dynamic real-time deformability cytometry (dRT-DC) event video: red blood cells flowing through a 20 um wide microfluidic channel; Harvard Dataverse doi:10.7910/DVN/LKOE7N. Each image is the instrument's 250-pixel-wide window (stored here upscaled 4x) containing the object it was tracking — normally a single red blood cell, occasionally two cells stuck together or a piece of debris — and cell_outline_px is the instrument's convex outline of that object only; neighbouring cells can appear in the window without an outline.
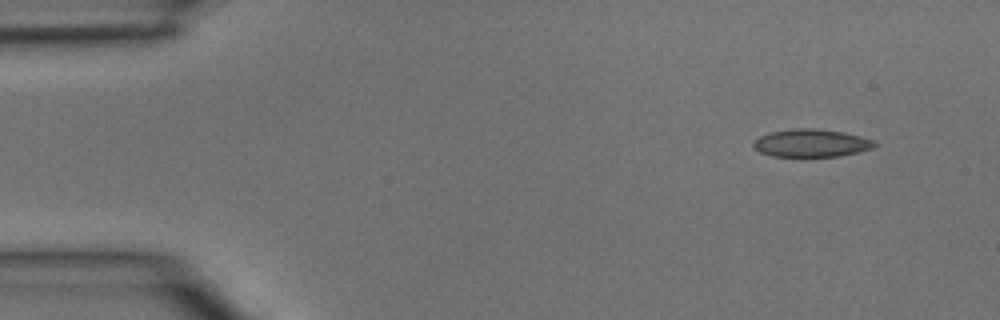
{"species": "common noctule bat (a hibernating species)", "species_latin": "Nyctalus noctula", "temperature_condition": "room temperature", "stored_images_in_passage": 3, "camera_frame_rate_fps": 3000, "um_per_image_px": 0.085, "animal": {"sex": "male", "body_mass_g": 15.6}, "frame": {"image": 1, "passage_image": 1, "time_ms": 0.0, "image_size_px": [1000, 320], "cell_outline_px": [[880, 144], [872, 148], [840, 156], [772, 156], [760, 152], [752, 144], [760, 136], [772, 132], [796, 128], [816, 128], [844, 132], [860, 136], [872, 140]], "centroid_in_image_um": [68.99, 12.15], "position_along_channel_um": 16.0, "area_um2": 19.42}}